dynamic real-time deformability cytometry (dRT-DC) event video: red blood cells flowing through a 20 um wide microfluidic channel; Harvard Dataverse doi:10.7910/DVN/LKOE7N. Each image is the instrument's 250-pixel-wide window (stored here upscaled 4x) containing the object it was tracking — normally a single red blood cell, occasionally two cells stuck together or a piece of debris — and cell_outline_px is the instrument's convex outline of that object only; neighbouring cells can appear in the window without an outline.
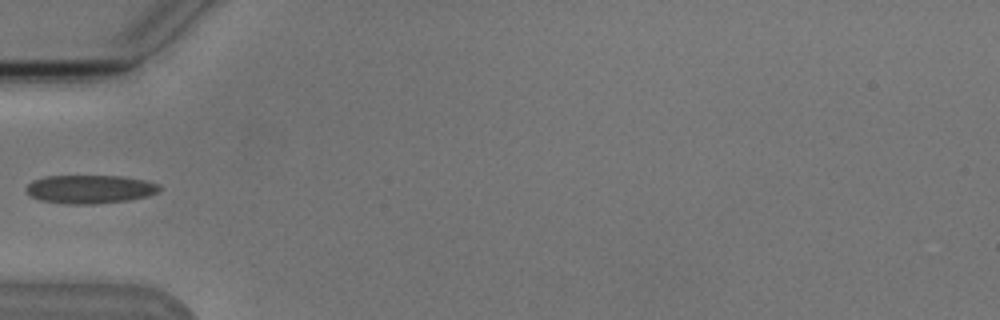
{"species": "Egyptian fruit bat (a non-hibernating species)", "species_latin": "Rousettus aegyptiacus", "temperature_condition": "cold", "stored_images_in_passage": 7, "camera_frame_rate_fps": 3000, "um_per_image_px": 0.085, "animal": {"sex": "male"}, "frame": {"image": 1, "passage_image": 5, "time_ms": 4.667, "image_size_px": [1000, 320], "cell_outline_px": [[160, 192], [148, 196], [128, 200], [96, 204], [64, 204], [40, 200], [28, 196], [24, 188], [32, 180], [44, 176], [124, 176], [144, 180], [160, 184]], "centroid_in_image_um": [7.62, 16.08], "position_along_channel_um": 77.4, "area_um2": 22.48}}